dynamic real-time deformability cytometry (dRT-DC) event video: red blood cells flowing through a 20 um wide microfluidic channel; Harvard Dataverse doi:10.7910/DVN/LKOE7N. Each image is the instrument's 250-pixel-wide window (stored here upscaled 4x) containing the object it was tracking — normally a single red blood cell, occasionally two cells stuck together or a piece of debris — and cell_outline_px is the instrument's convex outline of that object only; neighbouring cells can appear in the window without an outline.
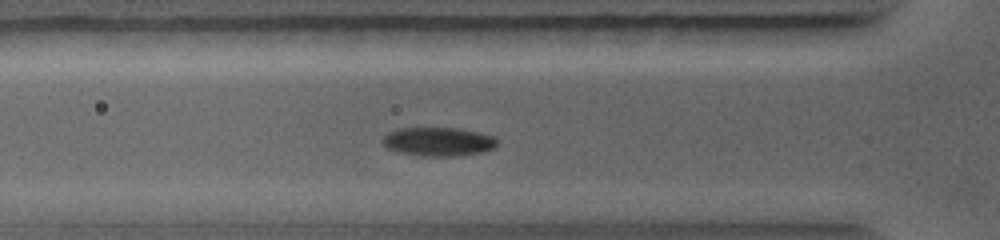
{"species": "common noctule bat (a hibernating species)", "species_latin": "Nyctalus noctula", "temperature_condition": "warm", "stored_images_in_passage": 26, "camera_frame_rate_fps": 5000, "um_per_image_px": 0.085, "animal": {"sex": "female", "body_mass_g": 19.0, "forearm_length_mm": 56.7}, "frame": {"image": 1, "passage_image": 9, "time_ms": 3.0, "image_size_px": [1000, 240], "cell_outline_px": [[496, 144], [492, 148], [484, 152], [452, 156], [420, 156], [396, 152], [388, 148], [380, 140], [388, 132], [400, 128], [456, 128], [496, 136]], "centroid_in_image_um": [37.22, 12.04], "position_along_channel_um": 88.6, "area_um2": 19.19}}
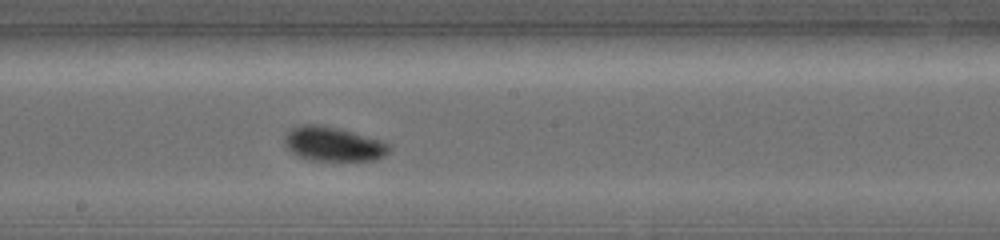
{"frame": {"image": 2, "passage_image": 16, "time_ms": 5.6, "image_size_px": [1000, 240], "cell_outline_px": [[392, 148], [384, 156], [376, 160], [308, 160], [296, 156], [284, 144], [284, 140], [288, 132], [292, 128], [304, 124], [316, 124], [348, 132], [376, 140], [388, 144]], "centroid_in_image_um": [28.27, 12.28], "position_along_channel_um": 219.9, "area_um2": 20.23}}
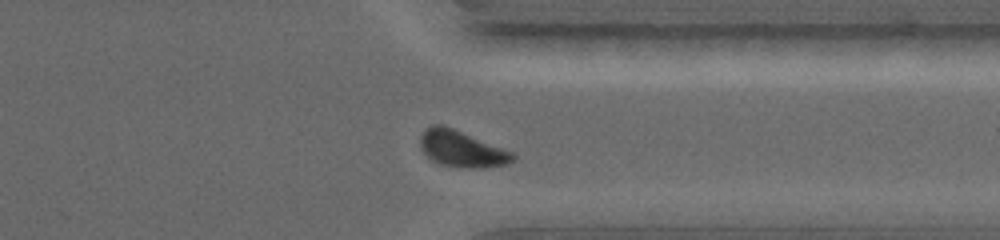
{"frame": {"image": 3, "passage_image": 24, "time_ms": 8.6, "image_size_px": [1000, 240], "cell_outline_px": [[516, 156], [508, 164], [484, 168], [468, 168], [440, 164], [432, 160], [424, 152], [420, 144], [420, 136], [432, 124], [444, 124], [512, 152]], "centroid_in_image_um": [39.25, 12.65], "position_along_channel_um": 372.2, "area_um2": 19.42}}